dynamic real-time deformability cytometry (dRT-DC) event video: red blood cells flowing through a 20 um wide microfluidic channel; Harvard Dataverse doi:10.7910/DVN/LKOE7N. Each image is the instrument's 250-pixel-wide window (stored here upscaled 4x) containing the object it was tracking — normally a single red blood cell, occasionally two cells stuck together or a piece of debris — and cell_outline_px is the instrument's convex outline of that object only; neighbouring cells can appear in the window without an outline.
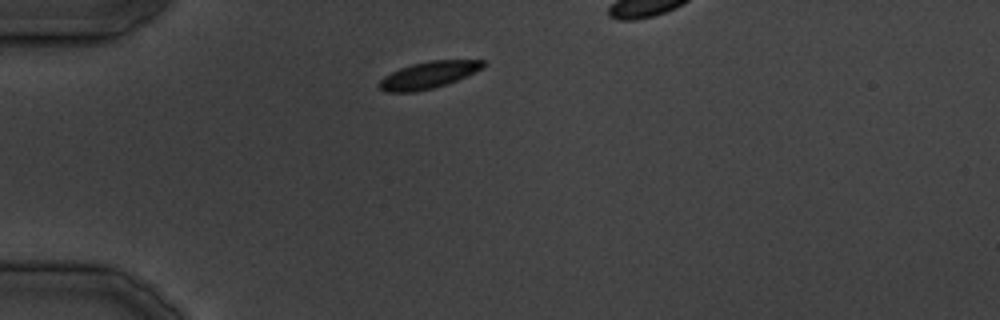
{"species": "common noctule bat (a hibernating species)", "species_latin": "Nyctalus noctula", "temperature_condition": "cold", "stored_images_in_passage": 24, "camera_frame_rate_fps": 3000, "um_per_image_px": 0.085, "animal": {"sex": "male", "body_mass_g": 19.5, "forearm_length_mm": 54.6}, "frame": {"image": 1, "passage_image": 1, "time_ms": 0.0, "image_size_px": [1000, 320], "cell_outline_px": [[484, 68], [456, 80], [432, 88], [416, 92], [384, 92], [376, 84], [384, 76], [400, 68], [412, 64], [428, 60], [484, 60]], "centroid_in_image_um": [36.38, 6.37], "position_along_channel_um": 48.6, "area_um2": 16.18}}
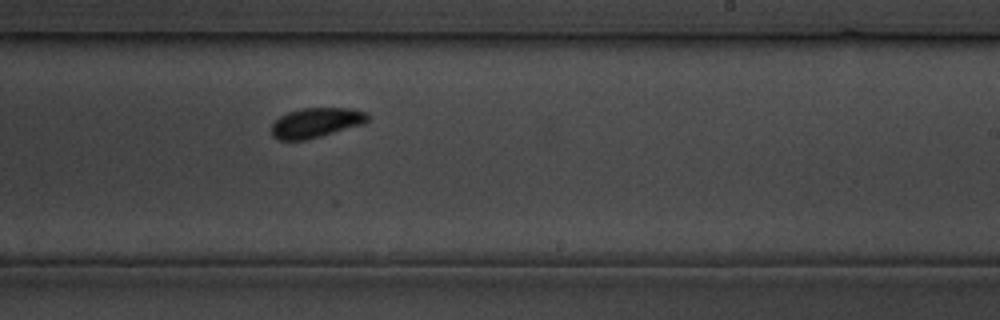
{"frame": {"image": 2, "passage_image": 14, "time_ms": 16.0, "image_size_px": [1000, 320], "cell_outline_px": [[368, 120], [364, 124], [308, 140], [276, 140], [272, 136], [272, 124], [280, 116], [288, 112], [304, 108], [348, 108], [368, 112]], "centroid_in_image_um": [26.87, 10.44], "position_along_channel_um": 262.1, "area_um2": 16.82}}